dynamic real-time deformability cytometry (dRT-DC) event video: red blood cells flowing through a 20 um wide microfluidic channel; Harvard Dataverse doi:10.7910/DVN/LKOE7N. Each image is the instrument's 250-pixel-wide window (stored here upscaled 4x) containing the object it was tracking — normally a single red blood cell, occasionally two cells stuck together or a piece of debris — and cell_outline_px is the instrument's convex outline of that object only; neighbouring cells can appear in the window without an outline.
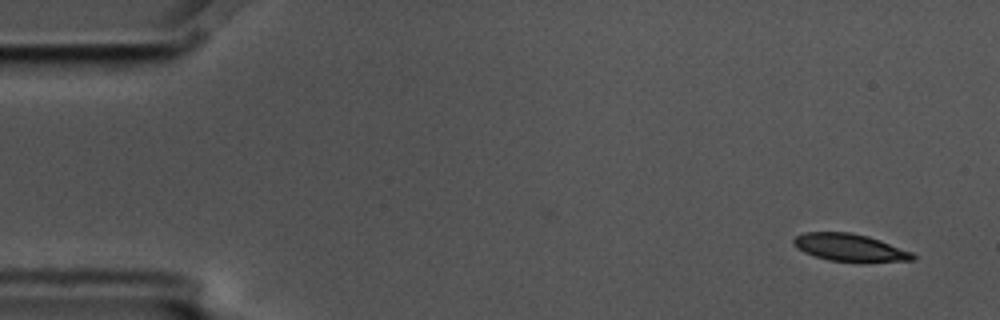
{"species": "common noctule bat (a hibernating species)", "species_latin": "Nyctalus noctula", "temperature_condition": "cold", "stored_images_in_passage": 4, "camera_frame_rate_fps": 3000, "um_per_image_px": 0.085, "animal": {"sex": "male", "body_mass_g": 17.5, "forearm_length_mm": 52.3}, "frame": {"image": 1, "passage_image": 1, "time_ms": 0.0, "image_size_px": [1000, 320], "cell_outline_px": [[916, 260], [828, 260], [804, 252], [796, 248], [792, 244], [792, 240], [796, 236], [804, 232], [848, 232], [868, 236], [880, 240], [912, 252], [916, 256]], "centroid_in_image_um": [72.16, 21.0], "position_along_channel_um": 12.8, "area_um2": 18.44}}